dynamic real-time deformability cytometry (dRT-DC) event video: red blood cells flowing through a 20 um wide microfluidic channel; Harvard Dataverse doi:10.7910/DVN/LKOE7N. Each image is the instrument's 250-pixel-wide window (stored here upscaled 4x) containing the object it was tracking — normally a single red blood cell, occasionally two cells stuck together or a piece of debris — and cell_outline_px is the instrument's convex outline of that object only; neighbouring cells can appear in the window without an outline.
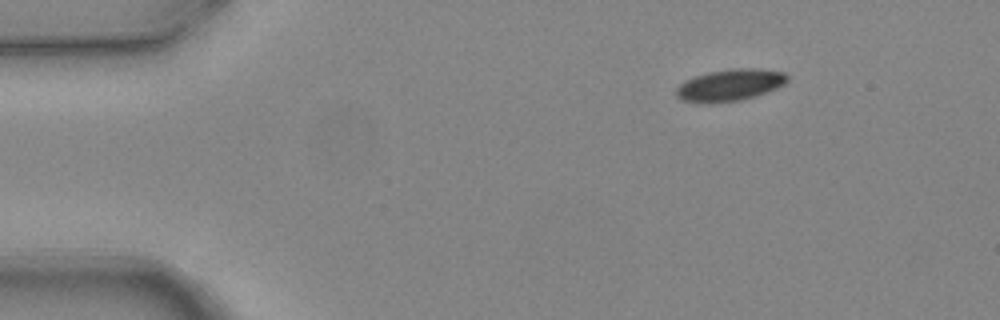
{"species": "common noctule bat (a hibernating species)", "species_latin": "Nyctalus noctula", "temperature_condition": "warm", "stored_images_in_passage": 3, "camera_frame_rate_fps": 3000, "um_per_image_px": 0.085, "animal": {"sex": "female", "body_mass_g": 24.6, "forearm_length_mm": 56.2}, "frame": {"image": 1, "passage_image": 1, "time_ms": 0.0, "image_size_px": [1000, 320], "cell_outline_px": [[788, 80], [784, 84], [776, 88], [756, 96], [740, 100], [712, 104], [704, 104], [680, 100], [676, 96], [676, 88], [684, 80], [708, 72], [732, 68], [752, 68], [784, 72], [788, 76]], "centroid_in_image_um": [62.0, 7.25], "position_along_channel_um": 23.0, "area_um2": 20.81}}